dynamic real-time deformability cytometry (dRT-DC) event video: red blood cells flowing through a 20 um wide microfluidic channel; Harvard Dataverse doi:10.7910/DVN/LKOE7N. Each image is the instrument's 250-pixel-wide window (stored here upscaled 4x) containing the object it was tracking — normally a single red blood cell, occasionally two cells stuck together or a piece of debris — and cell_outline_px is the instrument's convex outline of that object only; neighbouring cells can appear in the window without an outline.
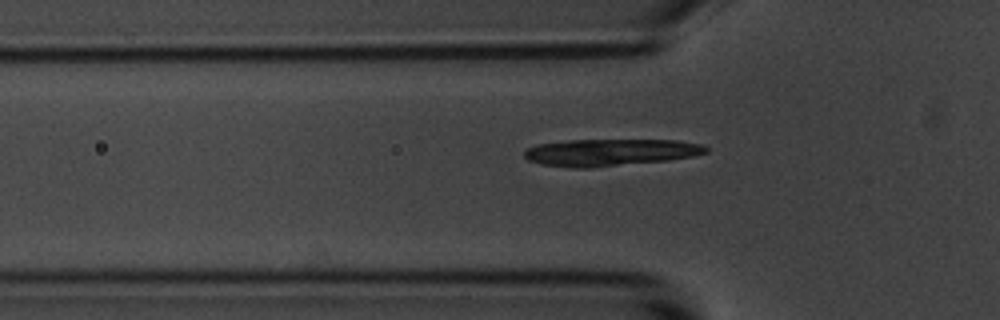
{"species": "common noctule bat (a hibernating species)", "species_latin": "Nyctalus noctula", "temperature_condition": "room temperature", "stored_images_in_passage": 40, "camera_frame_rate_fps": 3000, "um_per_image_px": 0.085, "animal": {"sex": "male", "body_mass_g": 20.1, "forearm_length_mm": 53.5}, "frame": {"image": 1, "passage_image": 7, "time_ms": 2.0, "image_size_px": [1000, 320], "cell_outline_px": [[708, 152], [692, 156], [668, 160], [588, 168], [576, 168], [544, 164], [528, 160], [524, 156], [524, 152], [528, 148], [536, 144], [572, 140], [676, 140], [704, 144], [708, 148]], "centroid_in_image_um": [51.9, 12.94], "position_along_channel_um": 73.9, "area_um2": 28.38}}
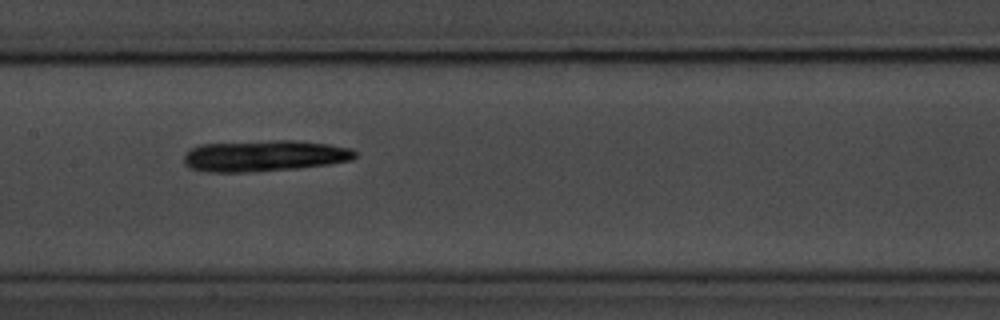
{"frame": {"image": 2, "passage_image": 16, "time_ms": 5.0, "image_size_px": [1000, 320], "cell_outline_px": [[356, 156], [352, 160], [328, 164], [300, 168], [244, 172], [208, 172], [192, 168], [184, 164], [184, 152], [200, 144], [272, 140], [296, 140], [328, 144], [352, 148], [356, 152]], "centroid_in_image_um": [22.47, 13.24], "position_along_channel_um": 184.9, "area_um2": 31.27}}
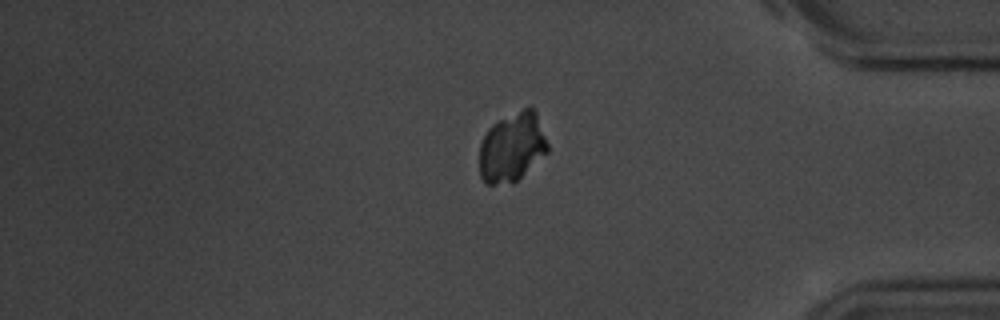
{"frame": {"image": 3, "passage_image": 35, "time_ms": 11.333, "image_size_px": [1000, 320], "cell_outline_px": [[548, 152], [512, 184], [484, 184], [480, 176], [480, 144], [488, 128], [492, 124], [524, 108], [532, 108], [536, 112], [548, 144]], "centroid_in_image_um": [43.51, 12.54], "position_along_channel_um": 391.7, "area_um2": 27.28}}